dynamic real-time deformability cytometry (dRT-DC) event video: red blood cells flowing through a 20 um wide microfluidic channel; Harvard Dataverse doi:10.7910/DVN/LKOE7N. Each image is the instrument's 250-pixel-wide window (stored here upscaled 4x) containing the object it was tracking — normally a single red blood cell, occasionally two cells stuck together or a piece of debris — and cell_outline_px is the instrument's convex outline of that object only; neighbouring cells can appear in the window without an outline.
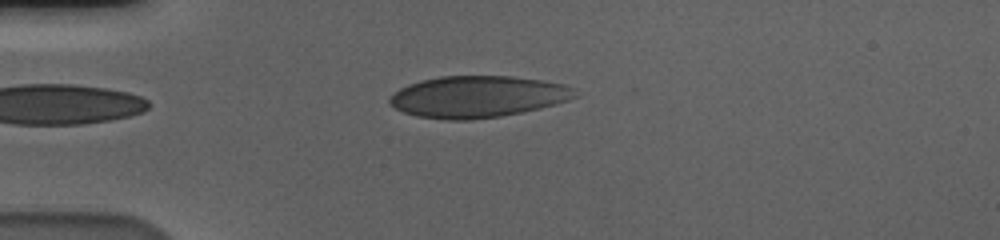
{"species": "human", "species_latin": "Homo sapiens", "temperature_condition": "cold", "stored_images_in_passage": 39, "camera_frame_rate_fps": 3000, "um_per_image_px": 0.085, "donor": {"sex": "male"}, "frame": {"image": 1, "passage_image": 1, "time_ms": 0.0, "image_size_px": [1000, 240], "cell_outline_px": [[576, 96], [568, 100], [540, 108], [500, 116], [468, 120], [448, 120], [416, 116], [404, 112], [388, 104], [388, 100], [400, 88], [408, 84], [420, 80], [440, 76], [512, 76], [544, 80], [564, 84], [572, 88]], "centroid_in_image_um": [40.57, 8.21], "position_along_channel_um": 44.4, "area_um2": 44.8}}
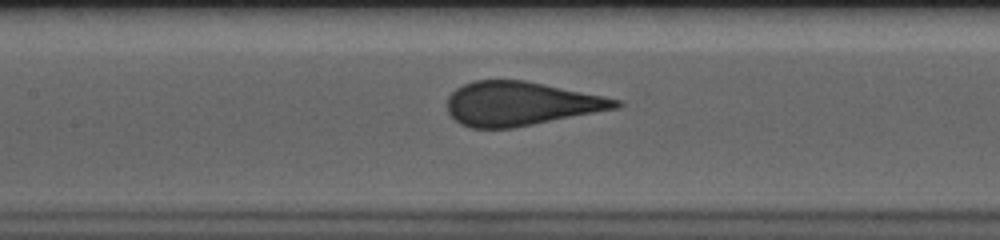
{"frame": {"image": 2, "passage_image": 13, "time_ms": 4.0, "image_size_px": [1000, 240], "cell_outline_px": [[624, 104], [620, 108], [516, 128], [472, 128], [460, 124], [448, 112], [448, 96], [456, 88], [464, 84], [476, 80], [524, 80], [604, 96], [620, 100]], "centroid_in_image_um": [44.29, 8.82], "position_along_channel_um": 163.1, "area_um2": 43.29}}
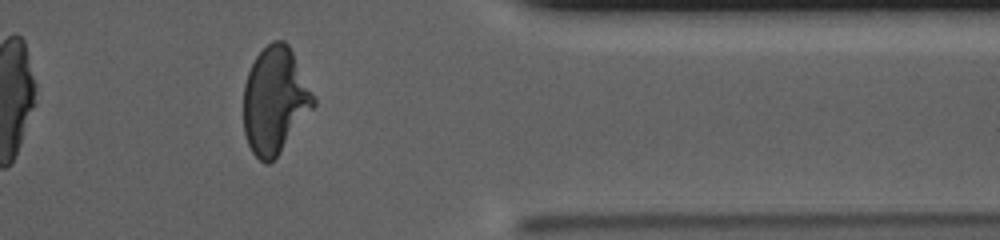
{"frame": {"image": 3, "passage_image": 33, "time_ms": 10.667, "image_size_px": [1000, 240], "cell_outline_px": [[316, 104], [280, 152], [268, 164], [264, 164], [252, 152], [248, 144], [244, 132], [244, 84], [248, 72], [256, 56], [272, 40], [284, 40], [288, 44], [316, 100]], "centroid_in_image_um": [23.35, 8.54], "position_along_channel_um": 388.0, "area_um2": 42.95}, "authors_computed_cell_mechanics": {"area_um2": 43.7546, "velocity_mm_per_s": 3.5953, "shape_relaxation_time_tau1_ms": 6.1313, "shape_relaxation_time_tau2_ms": null, "deformation_change_tau1": 0.179, "deformation_change_tau2": null}}